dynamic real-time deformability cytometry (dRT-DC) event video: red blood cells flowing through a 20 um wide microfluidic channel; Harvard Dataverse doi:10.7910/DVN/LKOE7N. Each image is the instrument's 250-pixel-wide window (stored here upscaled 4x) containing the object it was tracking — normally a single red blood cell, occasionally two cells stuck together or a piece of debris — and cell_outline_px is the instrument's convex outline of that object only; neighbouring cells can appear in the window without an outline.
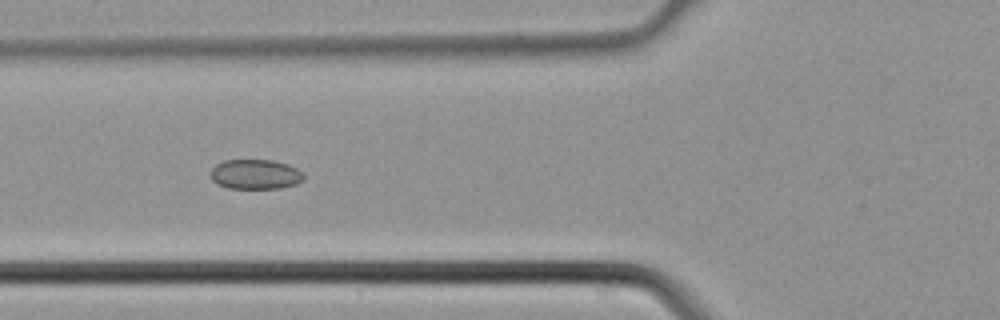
{"species": "common noctule bat (a hibernating species)", "species_latin": "Nyctalus noctula", "temperature_condition": "cold", "stored_images_in_passage": 4, "camera_frame_rate_fps": 3000, "um_per_image_px": 0.085, "animal": {"sex": "male", "body_mass_g": 21.5, "forearm_length_mm": 52.0}, "frame": {"image": 1, "passage_image": 4, "time_ms": 1.0, "image_size_px": [1000, 320], "cell_outline_px": [[304, 180], [296, 184], [280, 188], [228, 188], [216, 184], [212, 180], [212, 168], [216, 164], [224, 160], [272, 160], [288, 164], [296, 168], [304, 176]], "centroid_in_image_um": [21.7, 14.81], "position_along_channel_um": 104.1, "area_um2": 16.13}}